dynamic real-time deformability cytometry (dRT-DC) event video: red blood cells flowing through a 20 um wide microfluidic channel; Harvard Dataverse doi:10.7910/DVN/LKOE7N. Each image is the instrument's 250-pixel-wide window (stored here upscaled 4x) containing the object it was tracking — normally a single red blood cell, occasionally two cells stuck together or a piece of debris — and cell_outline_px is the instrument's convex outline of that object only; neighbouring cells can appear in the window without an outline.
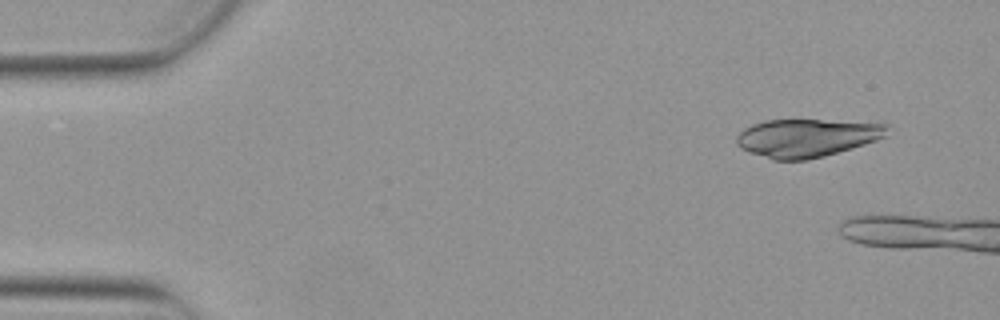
{"species": "Egyptian fruit bat (a non-hibernating species)", "species_latin": "Rousettus aegyptiacus", "temperature_condition": "warm", "stored_images_in_passage": 5, "camera_frame_rate_fps": 3000, "um_per_image_px": 0.085, "animal": {"sex": "female"}, "frame": {"image": 1, "passage_image": 1, "time_ms": 0.0, "image_size_px": [1000, 320], "cell_outline_px": [[888, 136], [852, 148], [824, 156], [808, 160], [772, 160], [748, 152], [740, 148], [736, 144], [736, 136], [744, 128], [752, 124], [764, 120], [884, 120], [888, 124]], "centroid_in_image_um": [68.67, 11.69], "position_along_channel_um": 16.3, "area_um2": 34.45}}